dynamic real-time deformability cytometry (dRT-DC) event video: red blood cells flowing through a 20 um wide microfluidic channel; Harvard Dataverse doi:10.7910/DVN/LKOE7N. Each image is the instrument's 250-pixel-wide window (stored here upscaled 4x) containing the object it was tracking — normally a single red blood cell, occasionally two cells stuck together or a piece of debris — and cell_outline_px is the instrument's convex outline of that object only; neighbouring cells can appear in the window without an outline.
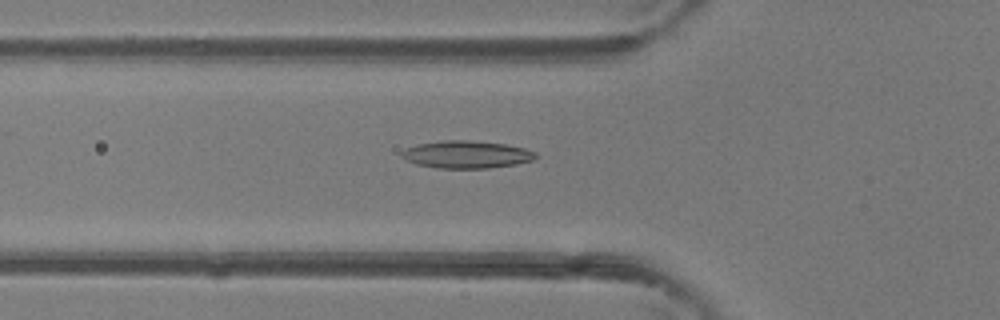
{"species": "common noctule bat (a hibernating species)", "species_latin": "Nyctalus noctula", "temperature_condition": "room temperature", "stored_images_in_passage": 47, "camera_frame_rate_fps": 3000, "um_per_image_px": 0.085, "animal": {"sex": "female"}, "frame": {"image": 1, "passage_image": 17, "time_ms": 5.333, "image_size_px": [1000, 320], "cell_outline_px": [[536, 156], [532, 160], [516, 164], [488, 168], [436, 168], [416, 164], [400, 156], [400, 152], [404, 148], [416, 144], [444, 140], [468, 140], [504, 144], [524, 148], [536, 152]], "centroid_in_image_um": [39.6, 13.13], "position_along_channel_um": 86.2, "area_um2": 21.44}}
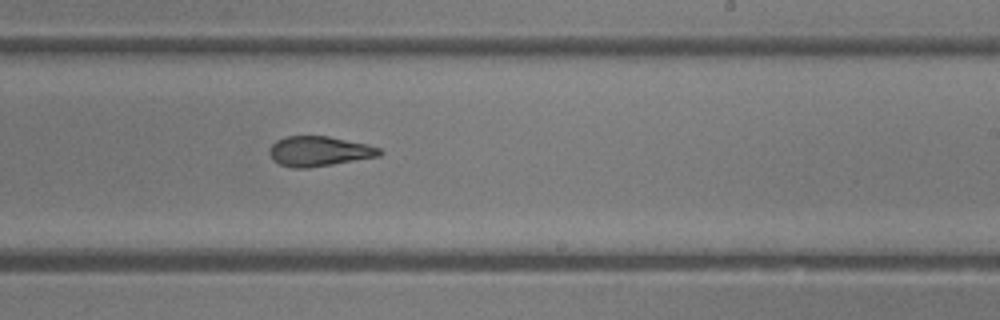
{"frame": {"image": 2, "passage_image": 29, "time_ms": 9.333, "image_size_px": [1000, 320], "cell_outline_px": [[384, 152], [380, 156], [308, 168], [292, 168], [280, 164], [272, 160], [268, 152], [272, 144], [276, 140], [284, 136], [328, 136], [368, 144], [380, 148]], "centroid_in_image_um": [27.11, 12.85], "position_along_channel_um": 261.9, "area_um2": 19.36}}
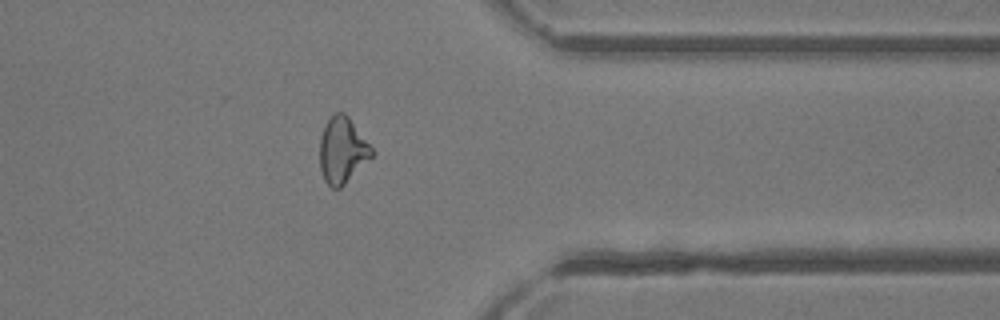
{"frame": {"image": 3, "passage_image": 38, "time_ms": 12.333, "image_size_px": [1000, 320], "cell_outline_px": [[376, 152], [340, 188], [332, 188], [324, 180], [320, 168], [320, 136], [324, 124], [336, 112], [344, 112], [348, 116]], "centroid_in_image_um": [29.09, 12.76], "position_along_channel_um": 382.3, "area_um2": 19.88}, "authors_computed_cell_mechanics": {"area_um2": 20.519, "velocity_mm_per_s": 4.3727, "shape_relaxation_time_tau1_ms": null, "shape_relaxation_time_tau2_ms": 2.2412, "deformation_change_tau1": null, "deformation_change_tau2": 0.1051}}